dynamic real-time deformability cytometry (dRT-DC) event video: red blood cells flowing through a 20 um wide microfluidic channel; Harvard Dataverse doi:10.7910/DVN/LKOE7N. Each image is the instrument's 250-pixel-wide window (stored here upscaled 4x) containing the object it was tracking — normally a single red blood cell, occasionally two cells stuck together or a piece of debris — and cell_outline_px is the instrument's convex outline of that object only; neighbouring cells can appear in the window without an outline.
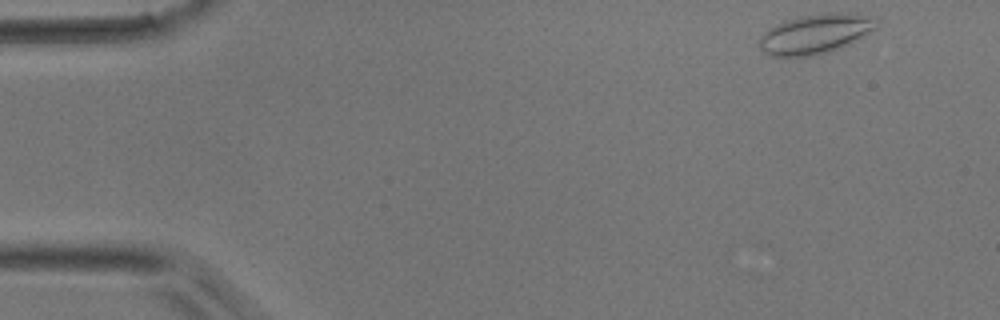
{"species": "common noctule bat (a hibernating species)", "species_latin": "Nyctalus noctula", "temperature_condition": "room temperature", "stored_images_in_passage": 45, "camera_frame_rate_fps": 3000, "um_per_image_px": 0.085, "animal": {"sex": "male", "body_mass_g": 17.9}, "frame": {"image": 1, "passage_image": 1, "time_ms": 0.0, "image_size_px": [1000, 320], "cell_outline_px": [[880, 24], [876, 28], [856, 40], [840, 48], [828, 52], [812, 56], [772, 56], [764, 52], [760, 48], [760, 36], [768, 28], [784, 20], [804, 16], [860, 16], [880, 20]], "centroid_in_image_um": [69.22, 2.95], "position_along_channel_um": 15.8, "area_um2": 25.78}}
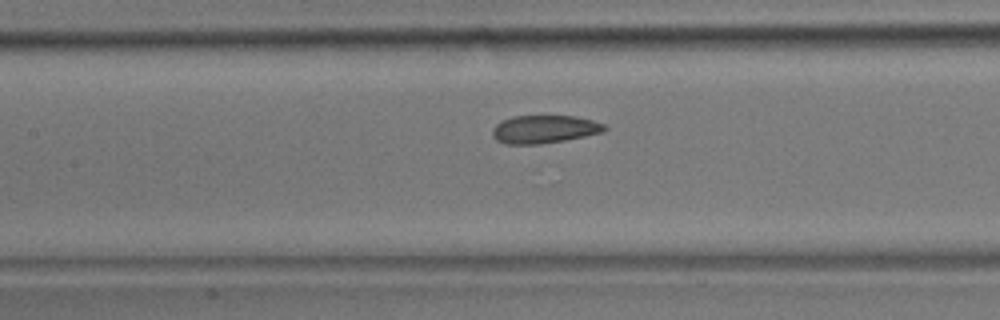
{"frame": {"image": 2, "passage_image": 19, "time_ms": 6.0, "image_size_px": [1000, 320], "cell_outline_px": [[608, 128], [604, 132], [564, 140], [540, 144], [504, 144], [496, 140], [492, 136], [492, 128], [496, 124], [512, 116], [576, 116], [592, 120], [604, 124]], "centroid_in_image_um": [46.26, 10.99], "position_along_channel_um": 161.1, "area_um2": 18.32}}
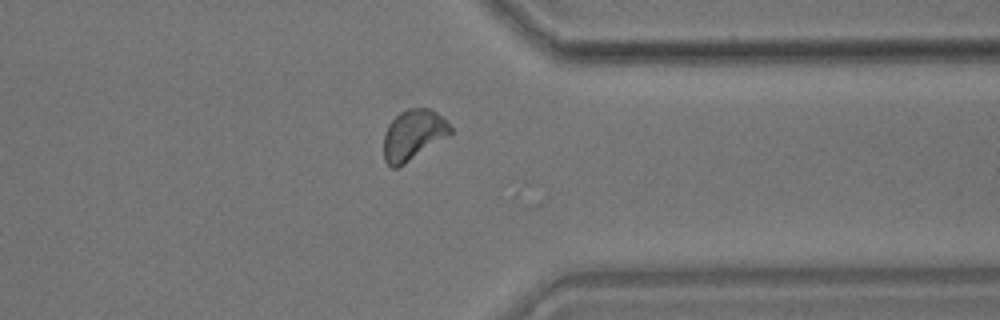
{"frame": {"image": 3, "passage_image": 35, "time_ms": 11.333, "image_size_px": [1000, 320], "cell_outline_px": [[452, 132], [404, 164], [396, 168], [392, 168], [384, 160], [384, 132], [388, 124], [400, 112], [408, 108], [432, 108], [452, 128]], "centroid_in_image_um": [35.08, 11.45], "position_along_channel_um": 376.3, "area_um2": 19.19}}